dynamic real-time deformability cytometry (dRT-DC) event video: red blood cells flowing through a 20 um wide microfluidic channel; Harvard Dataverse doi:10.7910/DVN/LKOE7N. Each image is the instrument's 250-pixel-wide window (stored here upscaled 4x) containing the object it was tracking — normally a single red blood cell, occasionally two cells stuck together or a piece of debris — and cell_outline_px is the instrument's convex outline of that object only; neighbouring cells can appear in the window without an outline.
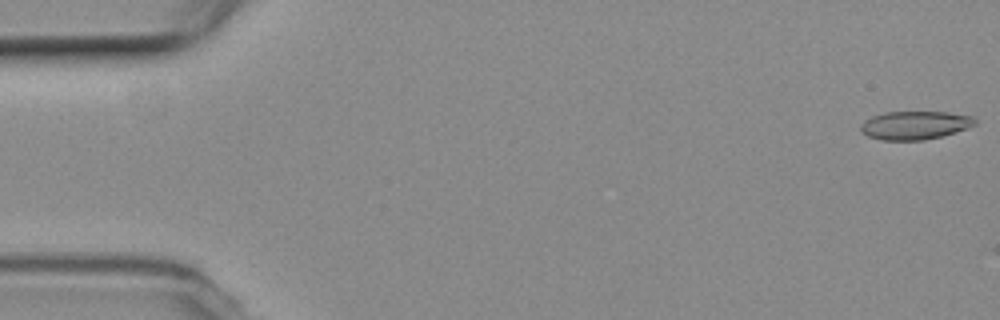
{"species": "common noctule bat (a hibernating species)", "species_latin": "Nyctalus noctula", "temperature_condition": "room temperature", "stored_images_in_passage": 4, "camera_frame_rate_fps": 3000, "um_per_image_px": 0.085, "animal": {"sex": "female", "body_mass_g": 19.3, "forearm_length_mm": 54.1}, "frame": {"image": 1, "passage_image": 1, "time_ms": 0.0, "image_size_px": [1000, 320], "cell_outline_px": [[976, 124], [968, 128], [940, 136], [924, 140], [880, 140], [868, 136], [860, 132], [860, 124], [864, 120], [872, 116], [884, 112], [948, 112], [972, 116], [976, 120]], "centroid_in_image_um": [77.73, 10.64], "position_along_channel_um": 7.3, "area_um2": 18.96}}